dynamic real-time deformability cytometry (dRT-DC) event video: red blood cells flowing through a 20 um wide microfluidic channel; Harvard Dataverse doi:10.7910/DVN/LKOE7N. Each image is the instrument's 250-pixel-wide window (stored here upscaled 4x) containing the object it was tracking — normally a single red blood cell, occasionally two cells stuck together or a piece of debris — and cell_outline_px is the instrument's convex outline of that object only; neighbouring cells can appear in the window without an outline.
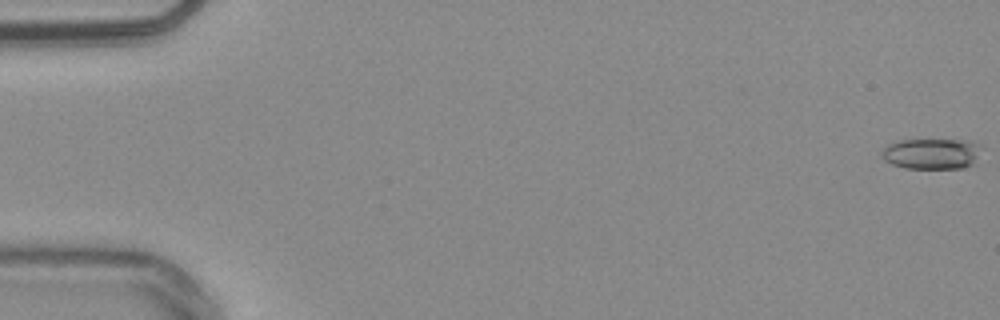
{"species": "common noctule bat (a hibernating species)", "species_latin": "Nyctalus noctula", "temperature_condition": "warm", "stored_images_in_passage": 55, "camera_frame_rate_fps": 3000, "um_per_image_px": 0.085, "animal": {"sex": "male", "body_mass_g": 20.4}, "frame": {"image": 1, "passage_image": 1, "time_ms": 0.0, "image_size_px": [1000, 320], "cell_outline_px": [[980, 144], [976, 156], [972, 164], [964, 168], [904, 168], [892, 164], [884, 160], [880, 156], [880, 152], [888, 144], [900, 140], [972, 140]], "centroid_in_image_um": [79.13, 13.06], "position_along_channel_um": 5.9, "area_um2": 17.8}}
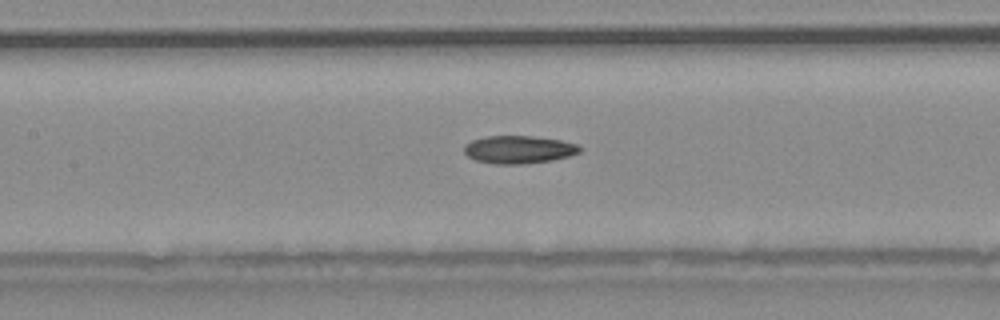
{"frame": {"image": 2, "passage_image": 26, "time_ms": 8.333, "image_size_px": [1000, 320], "cell_outline_px": [[580, 152], [568, 156], [552, 160], [524, 164], [492, 164], [476, 160], [468, 156], [464, 152], [464, 144], [472, 140], [488, 136], [532, 136], [560, 140], [576, 144], [580, 148]], "centroid_in_image_um": [44.06, 12.71], "position_along_channel_um": 163.3, "area_um2": 18.67}}
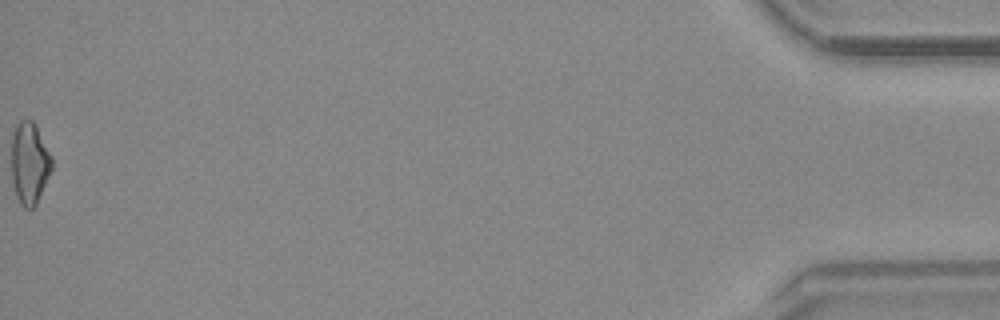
{"frame": {"image": 3, "passage_image": 55, "time_ms": 18.0, "image_size_px": [1000, 320], "cell_outline_px": [[52, 168], [36, 204], [32, 208], [24, 208], [20, 204], [16, 196], [12, 184], [12, 136], [16, 124], [20, 120], [32, 120], [36, 124], [52, 156]], "centroid_in_image_um": [2.5, 13.85], "position_along_channel_um": 432.7, "area_um2": 19.31}}